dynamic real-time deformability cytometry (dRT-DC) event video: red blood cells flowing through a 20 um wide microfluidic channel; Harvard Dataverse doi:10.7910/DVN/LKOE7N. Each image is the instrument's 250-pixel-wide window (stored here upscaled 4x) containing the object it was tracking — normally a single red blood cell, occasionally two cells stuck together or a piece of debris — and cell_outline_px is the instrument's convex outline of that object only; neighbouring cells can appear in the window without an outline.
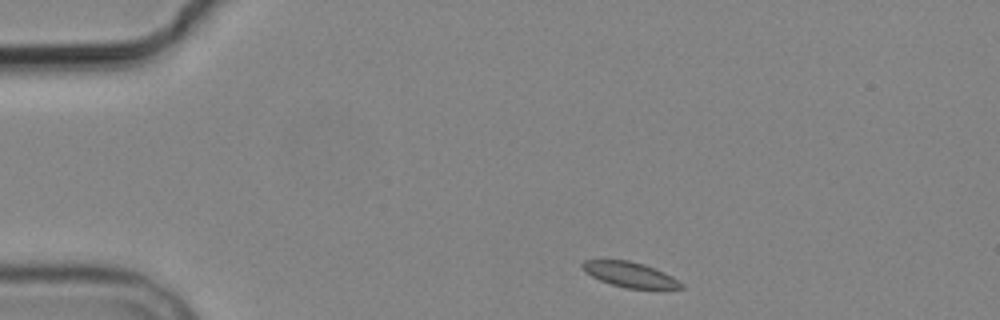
{"species": "common noctule bat (a hibernating species)", "species_latin": "Nyctalus noctula", "temperature_condition": "cold", "stored_images_in_passage": 5, "camera_frame_rate_fps": 3000, "um_per_image_px": 0.085, "animal": {"sex": "male", "body_mass_g": 19.2, "forearm_length_mm": 51.8}, "frame": {"image": 1, "passage_image": 1, "time_ms": 0.0, "image_size_px": [1000, 320], "cell_outline_px": [[684, 288], [624, 288], [600, 280], [584, 272], [580, 268], [580, 264], [584, 260], [628, 260], [644, 264], [664, 272], [672, 276], [684, 284]], "centroid_in_image_um": [53.51, 23.32], "position_along_channel_um": 31.5, "area_um2": 14.45}}
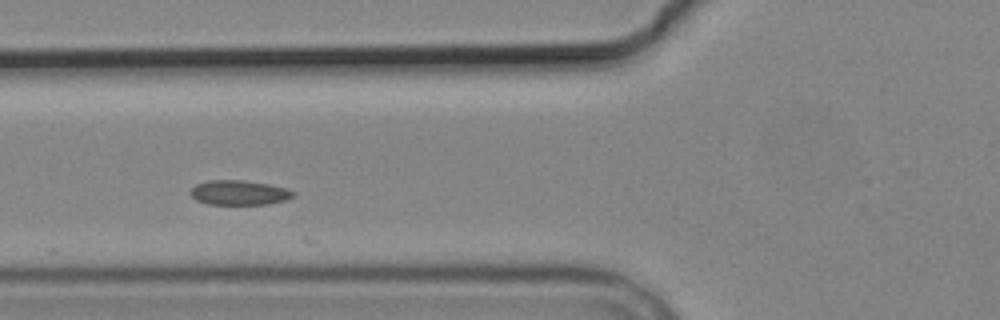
{"frame": {"image": 2, "passage_image": 4, "time_ms": 3.667, "image_size_px": [1000, 320], "cell_outline_px": [[296, 192], [292, 196], [284, 200], [268, 204], [208, 204], [196, 200], [188, 192], [196, 184], [208, 180], [244, 180], [268, 184], [288, 188]], "centroid_in_image_um": [20.31, 16.37], "position_along_channel_um": 105.5, "area_um2": 14.8}}